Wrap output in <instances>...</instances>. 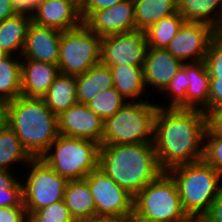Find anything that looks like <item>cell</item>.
Instances as JSON below:
<instances>
[{
	"label": "cell",
	"instance_id": "cell-43",
	"mask_svg": "<svg viewBox=\"0 0 222 222\" xmlns=\"http://www.w3.org/2000/svg\"><path fill=\"white\" fill-rule=\"evenodd\" d=\"M215 36L217 40L222 44V6L219 14V18L214 28Z\"/></svg>",
	"mask_w": 222,
	"mask_h": 222
},
{
	"label": "cell",
	"instance_id": "cell-27",
	"mask_svg": "<svg viewBox=\"0 0 222 222\" xmlns=\"http://www.w3.org/2000/svg\"><path fill=\"white\" fill-rule=\"evenodd\" d=\"M221 0H176V10L188 22H199L215 28L221 11Z\"/></svg>",
	"mask_w": 222,
	"mask_h": 222
},
{
	"label": "cell",
	"instance_id": "cell-15",
	"mask_svg": "<svg viewBox=\"0 0 222 222\" xmlns=\"http://www.w3.org/2000/svg\"><path fill=\"white\" fill-rule=\"evenodd\" d=\"M104 121L85 104L77 103L58 115L59 134L101 145Z\"/></svg>",
	"mask_w": 222,
	"mask_h": 222
},
{
	"label": "cell",
	"instance_id": "cell-13",
	"mask_svg": "<svg viewBox=\"0 0 222 222\" xmlns=\"http://www.w3.org/2000/svg\"><path fill=\"white\" fill-rule=\"evenodd\" d=\"M147 48L146 33L138 29L103 37L100 63L106 66H143Z\"/></svg>",
	"mask_w": 222,
	"mask_h": 222
},
{
	"label": "cell",
	"instance_id": "cell-42",
	"mask_svg": "<svg viewBox=\"0 0 222 222\" xmlns=\"http://www.w3.org/2000/svg\"><path fill=\"white\" fill-rule=\"evenodd\" d=\"M74 222H120V221L109 217L95 215L91 217L76 219Z\"/></svg>",
	"mask_w": 222,
	"mask_h": 222
},
{
	"label": "cell",
	"instance_id": "cell-41",
	"mask_svg": "<svg viewBox=\"0 0 222 222\" xmlns=\"http://www.w3.org/2000/svg\"><path fill=\"white\" fill-rule=\"evenodd\" d=\"M15 15L11 0H0V22Z\"/></svg>",
	"mask_w": 222,
	"mask_h": 222
},
{
	"label": "cell",
	"instance_id": "cell-22",
	"mask_svg": "<svg viewBox=\"0 0 222 222\" xmlns=\"http://www.w3.org/2000/svg\"><path fill=\"white\" fill-rule=\"evenodd\" d=\"M31 22V17L22 14L0 22V50L4 54L21 56Z\"/></svg>",
	"mask_w": 222,
	"mask_h": 222
},
{
	"label": "cell",
	"instance_id": "cell-44",
	"mask_svg": "<svg viewBox=\"0 0 222 222\" xmlns=\"http://www.w3.org/2000/svg\"><path fill=\"white\" fill-rule=\"evenodd\" d=\"M26 222H51V221H43V217H41L37 212H27Z\"/></svg>",
	"mask_w": 222,
	"mask_h": 222
},
{
	"label": "cell",
	"instance_id": "cell-20",
	"mask_svg": "<svg viewBox=\"0 0 222 222\" xmlns=\"http://www.w3.org/2000/svg\"><path fill=\"white\" fill-rule=\"evenodd\" d=\"M113 77V87L126 101H139L141 97L149 99L144 82L143 66H109ZM143 94V96H141ZM140 97V98H139Z\"/></svg>",
	"mask_w": 222,
	"mask_h": 222
},
{
	"label": "cell",
	"instance_id": "cell-47",
	"mask_svg": "<svg viewBox=\"0 0 222 222\" xmlns=\"http://www.w3.org/2000/svg\"><path fill=\"white\" fill-rule=\"evenodd\" d=\"M4 121V103L0 101V122Z\"/></svg>",
	"mask_w": 222,
	"mask_h": 222
},
{
	"label": "cell",
	"instance_id": "cell-33",
	"mask_svg": "<svg viewBox=\"0 0 222 222\" xmlns=\"http://www.w3.org/2000/svg\"><path fill=\"white\" fill-rule=\"evenodd\" d=\"M43 221L51 222H74L75 219L72 217L70 210L65 205L64 200L48 205L47 207L38 209L36 211Z\"/></svg>",
	"mask_w": 222,
	"mask_h": 222
},
{
	"label": "cell",
	"instance_id": "cell-21",
	"mask_svg": "<svg viewBox=\"0 0 222 222\" xmlns=\"http://www.w3.org/2000/svg\"><path fill=\"white\" fill-rule=\"evenodd\" d=\"M77 102L87 105L102 91L113 87V77L109 66L98 63L83 74L75 76Z\"/></svg>",
	"mask_w": 222,
	"mask_h": 222
},
{
	"label": "cell",
	"instance_id": "cell-18",
	"mask_svg": "<svg viewBox=\"0 0 222 222\" xmlns=\"http://www.w3.org/2000/svg\"><path fill=\"white\" fill-rule=\"evenodd\" d=\"M37 25L61 32L79 27L83 21L73 0H43L31 18Z\"/></svg>",
	"mask_w": 222,
	"mask_h": 222
},
{
	"label": "cell",
	"instance_id": "cell-16",
	"mask_svg": "<svg viewBox=\"0 0 222 222\" xmlns=\"http://www.w3.org/2000/svg\"><path fill=\"white\" fill-rule=\"evenodd\" d=\"M61 31L31 22L21 59H33L58 65Z\"/></svg>",
	"mask_w": 222,
	"mask_h": 222
},
{
	"label": "cell",
	"instance_id": "cell-12",
	"mask_svg": "<svg viewBox=\"0 0 222 222\" xmlns=\"http://www.w3.org/2000/svg\"><path fill=\"white\" fill-rule=\"evenodd\" d=\"M84 180L94 199L96 215L123 222L133 213L134 196L119 186L101 168L91 171Z\"/></svg>",
	"mask_w": 222,
	"mask_h": 222
},
{
	"label": "cell",
	"instance_id": "cell-1",
	"mask_svg": "<svg viewBox=\"0 0 222 222\" xmlns=\"http://www.w3.org/2000/svg\"><path fill=\"white\" fill-rule=\"evenodd\" d=\"M205 132L204 111L159 107L153 144L161 170L203 160Z\"/></svg>",
	"mask_w": 222,
	"mask_h": 222
},
{
	"label": "cell",
	"instance_id": "cell-23",
	"mask_svg": "<svg viewBox=\"0 0 222 222\" xmlns=\"http://www.w3.org/2000/svg\"><path fill=\"white\" fill-rule=\"evenodd\" d=\"M42 99L56 116L77 104L75 76L59 73Z\"/></svg>",
	"mask_w": 222,
	"mask_h": 222
},
{
	"label": "cell",
	"instance_id": "cell-32",
	"mask_svg": "<svg viewBox=\"0 0 222 222\" xmlns=\"http://www.w3.org/2000/svg\"><path fill=\"white\" fill-rule=\"evenodd\" d=\"M203 160L222 174V137L205 135Z\"/></svg>",
	"mask_w": 222,
	"mask_h": 222
},
{
	"label": "cell",
	"instance_id": "cell-9",
	"mask_svg": "<svg viewBox=\"0 0 222 222\" xmlns=\"http://www.w3.org/2000/svg\"><path fill=\"white\" fill-rule=\"evenodd\" d=\"M22 180L23 204L27 212H36L64 200L68 179L60 176L41 158H32Z\"/></svg>",
	"mask_w": 222,
	"mask_h": 222
},
{
	"label": "cell",
	"instance_id": "cell-40",
	"mask_svg": "<svg viewBox=\"0 0 222 222\" xmlns=\"http://www.w3.org/2000/svg\"><path fill=\"white\" fill-rule=\"evenodd\" d=\"M11 170L0 169V187H12L19 178Z\"/></svg>",
	"mask_w": 222,
	"mask_h": 222
},
{
	"label": "cell",
	"instance_id": "cell-45",
	"mask_svg": "<svg viewBox=\"0 0 222 222\" xmlns=\"http://www.w3.org/2000/svg\"><path fill=\"white\" fill-rule=\"evenodd\" d=\"M123 222H154L141 218L140 216L132 213Z\"/></svg>",
	"mask_w": 222,
	"mask_h": 222
},
{
	"label": "cell",
	"instance_id": "cell-6",
	"mask_svg": "<svg viewBox=\"0 0 222 222\" xmlns=\"http://www.w3.org/2000/svg\"><path fill=\"white\" fill-rule=\"evenodd\" d=\"M99 147L92 140L59 134L40 158L60 176L81 180L98 167Z\"/></svg>",
	"mask_w": 222,
	"mask_h": 222
},
{
	"label": "cell",
	"instance_id": "cell-39",
	"mask_svg": "<svg viewBox=\"0 0 222 222\" xmlns=\"http://www.w3.org/2000/svg\"><path fill=\"white\" fill-rule=\"evenodd\" d=\"M204 217L208 222H222V191L213 200Z\"/></svg>",
	"mask_w": 222,
	"mask_h": 222
},
{
	"label": "cell",
	"instance_id": "cell-46",
	"mask_svg": "<svg viewBox=\"0 0 222 222\" xmlns=\"http://www.w3.org/2000/svg\"><path fill=\"white\" fill-rule=\"evenodd\" d=\"M180 222H208L204 216H187Z\"/></svg>",
	"mask_w": 222,
	"mask_h": 222
},
{
	"label": "cell",
	"instance_id": "cell-3",
	"mask_svg": "<svg viewBox=\"0 0 222 222\" xmlns=\"http://www.w3.org/2000/svg\"><path fill=\"white\" fill-rule=\"evenodd\" d=\"M4 121L32 158H40L59 136L58 116L42 98L21 95L5 103Z\"/></svg>",
	"mask_w": 222,
	"mask_h": 222
},
{
	"label": "cell",
	"instance_id": "cell-38",
	"mask_svg": "<svg viewBox=\"0 0 222 222\" xmlns=\"http://www.w3.org/2000/svg\"><path fill=\"white\" fill-rule=\"evenodd\" d=\"M15 14H22L33 17L39 4L43 0H11Z\"/></svg>",
	"mask_w": 222,
	"mask_h": 222
},
{
	"label": "cell",
	"instance_id": "cell-31",
	"mask_svg": "<svg viewBox=\"0 0 222 222\" xmlns=\"http://www.w3.org/2000/svg\"><path fill=\"white\" fill-rule=\"evenodd\" d=\"M187 89H188V75L181 67L175 77L170 81L166 89L163 91L165 98L169 96L167 105H159L160 108H180L187 109Z\"/></svg>",
	"mask_w": 222,
	"mask_h": 222
},
{
	"label": "cell",
	"instance_id": "cell-5",
	"mask_svg": "<svg viewBox=\"0 0 222 222\" xmlns=\"http://www.w3.org/2000/svg\"><path fill=\"white\" fill-rule=\"evenodd\" d=\"M158 108V104L150 100L127 101L104 121L101 145L153 142Z\"/></svg>",
	"mask_w": 222,
	"mask_h": 222
},
{
	"label": "cell",
	"instance_id": "cell-14",
	"mask_svg": "<svg viewBox=\"0 0 222 222\" xmlns=\"http://www.w3.org/2000/svg\"><path fill=\"white\" fill-rule=\"evenodd\" d=\"M83 23L99 37L136 30L133 0H124L110 8L92 12Z\"/></svg>",
	"mask_w": 222,
	"mask_h": 222
},
{
	"label": "cell",
	"instance_id": "cell-10",
	"mask_svg": "<svg viewBox=\"0 0 222 222\" xmlns=\"http://www.w3.org/2000/svg\"><path fill=\"white\" fill-rule=\"evenodd\" d=\"M166 49L182 63L222 60V44L205 23L185 21Z\"/></svg>",
	"mask_w": 222,
	"mask_h": 222
},
{
	"label": "cell",
	"instance_id": "cell-37",
	"mask_svg": "<svg viewBox=\"0 0 222 222\" xmlns=\"http://www.w3.org/2000/svg\"><path fill=\"white\" fill-rule=\"evenodd\" d=\"M25 206L1 207L0 222H26Z\"/></svg>",
	"mask_w": 222,
	"mask_h": 222
},
{
	"label": "cell",
	"instance_id": "cell-35",
	"mask_svg": "<svg viewBox=\"0 0 222 222\" xmlns=\"http://www.w3.org/2000/svg\"><path fill=\"white\" fill-rule=\"evenodd\" d=\"M24 206L22 193V178L12 187H0V208Z\"/></svg>",
	"mask_w": 222,
	"mask_h": 222
},
{
	"label": "cell",
	"instance_id": "cell-28",
	"mask_svg": "<svg viewBox=\"0 0 222 222\" xmlns=\"http://www.w3.org/2000/svg\"><path fill=\"white\" fill-rule=\"evenodd\" d=\"M16 56L0 58V101L4 104L21 96V57Z\"/></svg>",
	"mask_w": 222,
	"mask_h": 222
},
{
	"label": "cell",
	"instance_id": "cell-48",
	"mask_svg": "<svg viewBox=\"0 0 222 222\" xmlns=\"http://www.w3.org/2000/svg\"><path fill=\"white\" fill-rule=\"evenodd\" d=\"M77 5H79L83 0H73Z\"/></svg>",
	"mask_w": 222,
	"mask_h": 222
},
{
	"label": "cell",
	"instance_id": "cell-29",
	"mask_svg": "<svg viewBox=\"0 0 222 222\" xmlns=\"http://www.w3.org/2000/svg\"><path fill=\"white\" fill-rule=\"evenodd\" d=\"M184 22L185 20L177 11L153 24L145 31L148 47L166 49Z\"/></svg>",
	"mask_w": 222,
	"mask_h": 222
},
{
	"label": "cell",
	"instance_id": "cell-7",
	"mask_svg": "<svg viewBox=\"0 0 222 222\" xmlns=\"http://www.w3.org/2000/svg\"><path fill=\"white\" fill-rule=\"evenodd\" d=\"M133 213L154 222H180L188 216L182 208L177 185L167 172L134 196Z\"/></svg>",
	"mask_w": 222,
	"mask_h": 222
},
{
	"label": "cell",
	"instance_id": "cell-19",
	"mask_svg": "<svg viewBox=\"0 0 222 222\" xmlns=\"http://www.w3.org/2000/svg\"><path fill=\"white\" fill-rule=\"evenodd\" d=\"M21 74V95L42 98L59 74V69L55 64L22 59Z\"/></svg>",
	"mask_w": 222,
	"mask_h": 222
},
{
	"label": "cell",
	"instance_id": "cell-36",
	"mask_svg": "<svg viewBox=\"0 0 222 222\" xmlns=\"http://www.w3.org/2000/svg\"><path fill=\"white\" fill-rule=\"evenodd\" d=\"M122 1L124 0H83L78 5L82 21H84L92 12L110 8Z\"/></svg>",
	"mask_w": 222,
	"mask_h": 222
},
{
	"label": "cell",
	"instance_id": "cell-8",
	"mask_svg": "<svg viewBox=\"0 0 222 222\" xmlns=\"http://www.w3.org/2000/svg\"><path fill=\"white\" fill-rule=\"evenodd\" d=\"M101 41L84 23L61 32L59 73L77 76L100 63Z\"/></svg>",
	"mask_w": 222,
	"mask_h": 222
},
{
	"label": "cell",
	"instance_id": "cell-25",
	"mask_svg": "<svg viewBox=\"0 0 222 222\" xmlns=\"http://www.w3.org/2000/svg\"><path fill=\"white\" fill-rule=\"evenodd\" d=\"M135 11V27L146 31L162 18L177 12L176 0H133Z\"/></svg>",
	"mask_w": 222,
	"mask_h": 222
},
{
	"label": "cell",
	"instance_id": "cell-17",
	"mask_svg": "<svg viewBox=\"0 0 222 222\" xmlns=\"http://www.w3.org/2000/svg\"><path fill=\"white\" fill-rule=\"evenodd\" d=\"M182 62L167 49L148 47L143 64L146 88L161 94L181 68ZM155 89V90H154Z\"/></svg>",
	"mask_w": 222,
	"mask_h": 222
},
{
	"label": "cell",
	"instance_id": "cell-26",
	"mask_svg": "<svg viewBox=\"0 0 222 222\" xmlns=\"http://www.w3.org/2000/svg\"><path fill=\"white\" fill-rule=\"evenodd\" d=\"M31 159L11 127L5 121L0 122V169L10 170L11 165L14 168L13 165L20 163L25 168Z\"/></svg>",
	"mask_w": 222,
	"mask_h": 222
},
{
	"label": "cell",
	"instance_id": "cell-11",
	"mask_svg": "<svg viewBox=\"0 0 222 222\" xmlns=\"http://www.w3.org/2000/svg\"><path fill=\"white\" fill-rule=\"evenodd\" d=\"M188 75L187 109L206 112L222 93V60L183 63Z\"/></svg>",
	"mask_w": 222,
	"mask_h": 222
},
{
	"label": "cell",
	"instance_id": "cell-2",
	"mask_svg": "<svg viewBox=\"0 0 222 222\" xmlns=\"http://www.w3.org/2000/svg\"><path fill=\"white\" fill-rule=\"evenodd\" d=\"M98 167L133 196L163 173L153 142L100 145Z\"/></svg>",
	"mask_w": 222,
	"mask_h": 222
},
{
	"label": "cell",
	"instance_id": "cell-49",
	"mask_svg": "<svg viewBox=\"0 0 222 222\" xmlns=\"http://www.w3.org/2000/svg\"><path fill=\"white\" fill-rule=\"evenodd\" d=\"M6 54H4L1 50H0V58L4 57Z\"/></svg>",
	"mask_w": 222,
	"mask_h": 222
},
{
	"label": "cell",
	"instance_id": "cell-30",
	"mask_svg": "<svg viewBox=\"0 0 222 222\" xmlns=\"http://www.w3.org/2000/svg\"><path fill=\"white\" fill-rule=\"evenodd\" d=\"M127 101L111 87L102 91L98 96L92 99L87 106L95 114H97L103 121L113 116L120 108H122Z\"/></svg>",
	"mask_w": 222,
	"mask_h": 222
},
{
	"label": "cell",
	"instance_id": "cell-24",
	"mask_svg": "<svg viewBox=\"0 0 222 222\" xmlns=\"http://www.w3.org/2000/svg\"><path fill=\"white\" fill-rule=\"evenodd\" d=\"M64 202L75 220L96 215L94 199L84 179L68 181Z\"/></svg>",
	"mask_w": 222,
	"mask_h": 222
},
{
	"label": "cell",
	"instance_id": "cell-34",
	"mask_svg": "<svg viewBox=\"0 0 222 222\" xmlns=\"http://www.w3.org/2000/svg\"><path fill=\"white\" fill-rule=\"evenodd\" d=\"M206 132L205 135L222 137V93L214 105L205 112Z\"/></svg>",
	"mask_w": 222,
	"mask_h": 222
},
{
	"label": "cell",
	"instance_id": "cell-4",
	"mask_svg": "<svg viewBox=\"0 0 222 222\" xmlns=\"http://www.w3.org/2000/svg\"><path fill=\"white\" fill-rule=\"evenodd\" d=\"M167 173L177 185L188 216H204L222 191V174L204 160L175 167Z\"/></svg>",
	"mask_w": 222,
	"mask_h": 222
}]
</instances>
